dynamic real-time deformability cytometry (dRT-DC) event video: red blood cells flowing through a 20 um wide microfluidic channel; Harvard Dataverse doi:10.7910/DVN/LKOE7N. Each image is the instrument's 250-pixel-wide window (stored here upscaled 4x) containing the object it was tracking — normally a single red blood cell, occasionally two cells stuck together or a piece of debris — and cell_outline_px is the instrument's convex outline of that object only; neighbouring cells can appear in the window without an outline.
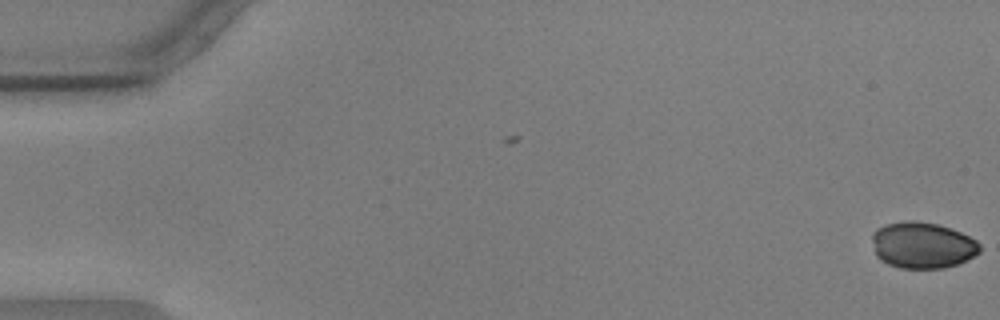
{"species": "common noctule bat (a hibernating species)", "species_latin": "Nyctalus noctula", "temperature_condition": "warm", "stored_images_in_passage": 2, "camera_frame_rate_fps": 3000, "um_per_image_px": 0.085, "animal": {"sex": "male", "body_mass_g": 17.9, "forearm_length_mm": 54.2}, "frame": {"image": 1, "passage_image": 2, "time_ms": 0.333, "image_size_px": [1000, 320], "cell_outline_px": [[980, 252], [956, 264], [944, 268], [900, 268], [888, 264], [880, 260], [876, 256], [872, 240], [872, 232], [876, 228], [884, 224], [904, 220], [916, 220], [936, 224], [960, 232], [976, 240], [980, 244]], "centroid_in_image_um": [78.35, 20.83], "position_along_channel_um": 6.6, "area_um2": 29.07}}